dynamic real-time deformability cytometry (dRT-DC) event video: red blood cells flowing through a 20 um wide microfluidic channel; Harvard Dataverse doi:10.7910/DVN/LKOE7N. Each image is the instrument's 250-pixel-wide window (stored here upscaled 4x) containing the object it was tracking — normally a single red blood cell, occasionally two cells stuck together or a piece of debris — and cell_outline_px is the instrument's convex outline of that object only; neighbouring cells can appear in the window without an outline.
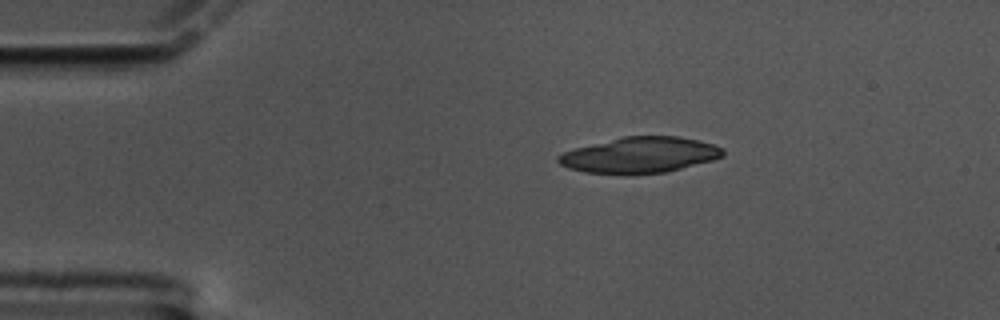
{"species": "common noctule bat (a hibernating species)", "species_latin": "Nyctalus noctula", "temperature_condition": "cold", "stored_images_in_passage": 41, "camera_frame_rate_fps": 3000, "um_per_image_px": 0.085, "animal": {"sex": "male", "body_mass_g": 17.5, "forearm_length_mm": 52.3}, "frame": {"image": 1, "passage_image": 1, "time_ms": 0.0, "image_size_px": [1000, 320], "cell_outline_px": [[724, 156], [712, 160], [664, 172], [632, 176], [624, 176], [584, 172], [568, 168], [560, 164], [556, 160], [556, 156], [564, 152], [576, 148], [624, 136], [680, 136], [712, 144], [724, 148]], "centroid_in_image_um": [54.35, 13.2], "position_along_channel_um": 30.7, "area_um2": 34.68}}